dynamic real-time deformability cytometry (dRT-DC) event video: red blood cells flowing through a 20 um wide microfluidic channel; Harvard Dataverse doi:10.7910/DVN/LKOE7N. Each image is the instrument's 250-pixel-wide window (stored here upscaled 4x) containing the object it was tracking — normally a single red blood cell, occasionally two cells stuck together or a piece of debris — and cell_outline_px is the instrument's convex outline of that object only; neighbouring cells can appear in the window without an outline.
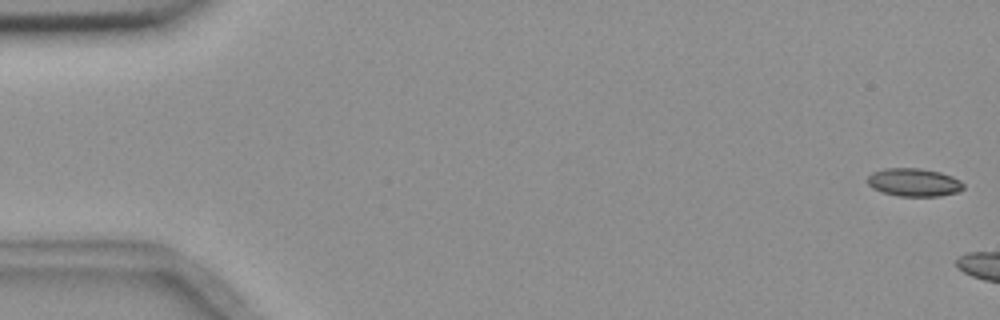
{"species": "common noctule bat (a hibernating species)", "species_latin": "Nyctalus noctula", "temperature_condition": "room temperature", "stored_images_in_passage": 3, "camera_frame_rate_fps": 3000, "um_per_image_px": 0.085, "animal": {"sex": "female", "body_mass_g": 18.4}, "frame": {"image": 1, "passage_image": 1, "time_ms": 0.0, "image_size_px": [1000, 320], "cell_outline_px": [[964, 188], [956, 192], [940, 196], [900, 196], [880, 192], [872, 188], [868, 184], [868, 176], [872, 172], [884, 168], [920, 168], [940, 172], [952, 176], [960, 180], [964, 184]], "centroid_in_image_um": [77.67, 15.5], "position_along_channel_um": 7.3, "area_um2": 15.78}}